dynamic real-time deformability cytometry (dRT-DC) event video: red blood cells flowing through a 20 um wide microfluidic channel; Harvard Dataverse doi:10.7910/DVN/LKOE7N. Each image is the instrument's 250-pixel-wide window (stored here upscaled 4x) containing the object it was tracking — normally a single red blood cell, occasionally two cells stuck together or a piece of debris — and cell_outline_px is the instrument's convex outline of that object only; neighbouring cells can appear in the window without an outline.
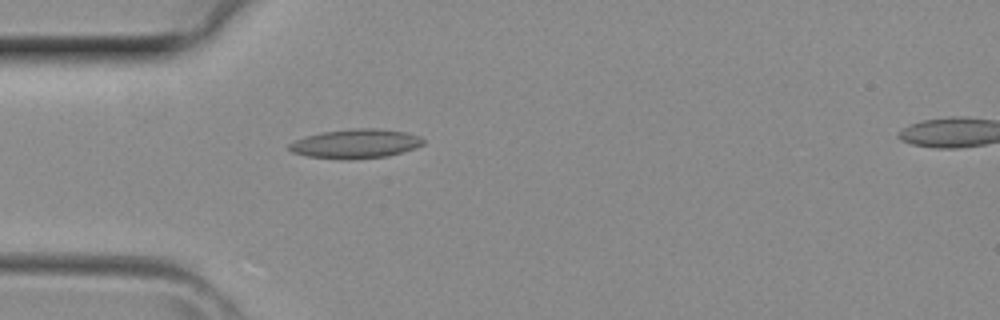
{"species": "common noctule bat (a hibernating species)", "species_latin": "Nyctalus noctula", "temperature_condition": "room temperature", "stored_images_in_passage": 4, "segment_of_instrument_passage": [1, 2], "camera_frame_rate_fps": 3000, "um_per_image_px": 0.085, "animal": {"sex": "female", "body_mass_g": 29.2, "forearm_length_mm": 56.3}, "frame": {"image": 1, "passage_image": 3, "time_ms": 0.667, "image_size_px": [1000, 320], "cell_outline_px": [[424, 144], [416, 148], [388, 156], [308, 156], [292, 152], [288, 148], [288, 144], [304, 136], [320, 132], [352, 128], [376, 128], [408, 132], [420, 136], [424, 140]], "centroid_in_image_um": [30.28, 12.14], "position_along_channel_um": 54.7, "area_um2": 21.91}}